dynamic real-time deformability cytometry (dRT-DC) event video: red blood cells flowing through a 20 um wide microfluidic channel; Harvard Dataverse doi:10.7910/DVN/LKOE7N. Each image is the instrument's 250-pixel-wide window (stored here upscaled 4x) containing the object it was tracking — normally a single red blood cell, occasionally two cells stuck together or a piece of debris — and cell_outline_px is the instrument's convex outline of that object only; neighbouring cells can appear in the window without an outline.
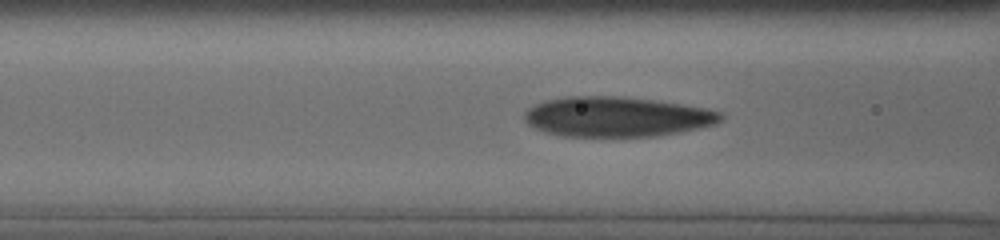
{"species": "human", "species_latin": "Homo sapiens", "temperature_condition": "cold", "stored_images_in_passage": 13, "camera_frame_rate_fps": 3000, "um_per_image_px": 0.085, "donor": {"sex": "male"}, "frame": {"image": 1, "passage_image": 6, "time_ms": 1.333, "image_size_px": [1000, 240], "cell_outline_px": [[724, 120], [716, 124], [700, 128], [680, 132], [656, 136], [560, 136], [536, 128], [528, 124], [524, 120], [524, 112], [528, 108], [536, 104], [548, 100], [568, 96], [620, 96], [652, 100], [708, 108], [724, 112]], "centroid_in_image_um": [52.48, 9.92], "position_along_channel_um": 114.1, "area_um2": 45.84}}
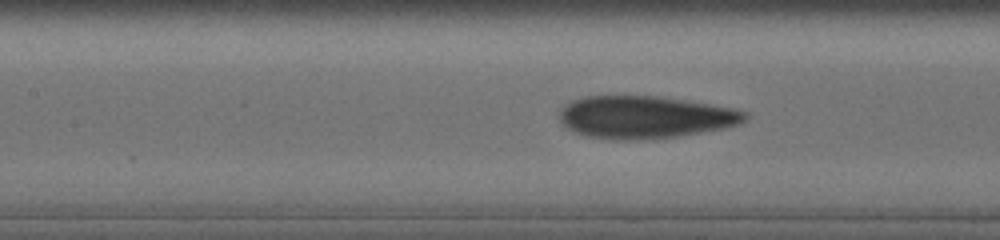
{"frame": {"image": 2, "passage_image": 9, "time_ms": 2.333, "image_size_px": [1000, 240], "cell_outline_px": [[748, 116], [744, 120], [736, 124], [724, 128], [676, 136], [636, 140], [612, 140], [584, 136], [568, 128], [560, 120], [560, 112], [572, 100], [584, 96], [656, 96], [732, 108], [748, 112]], "centroid_in_image_um": [54.79, 9.96], "position_along_channel_um": 152.6, "area_um2": 45.32}}